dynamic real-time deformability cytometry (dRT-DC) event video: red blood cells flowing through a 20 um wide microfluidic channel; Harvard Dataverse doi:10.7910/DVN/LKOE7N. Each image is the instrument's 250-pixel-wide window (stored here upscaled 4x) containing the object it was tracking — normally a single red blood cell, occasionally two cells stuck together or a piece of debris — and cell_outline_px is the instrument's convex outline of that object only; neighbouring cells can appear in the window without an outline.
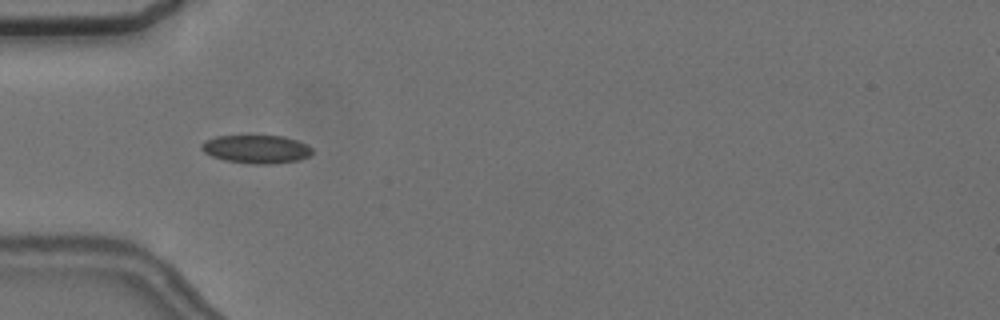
{"species": "common noctule bat (a hibernating species)", "species_latin": "Nyctalus noctula", "temperature_condition": "cold", "stored_images_in_passage": 5, "camera_frame_rate_fps": 3000, "um_per_image_px": 0.085, "animal": {"sex": "female", "body_mass_g": 24.6, "forearm_length_mm": 56.2}, "frame": {"image": 1, "passage_image": 4, "time_ms": 4.333, "image_size_px": [1000, 320], "cell_outline_px": [[312, 152], [308, 156], [296, 160], [272, 164], [252, 164], [224, 160], [212, 156], [204, 152], [200, 148], [200, 144], [204, 140], [216, 136], [284, 136], [296, 140], [312, 148]], "centroid_in_image_um": [21.73, 12.67], "position_along_channel_um": 63.3, "area_um2": 18.15}}
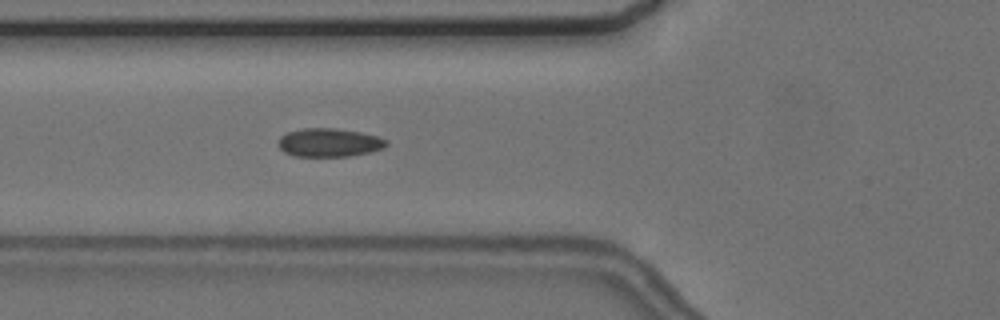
{"frame": {"image": 2, "passage_image": 5, "time_ms": 5.333, "image_size_px": [1000, 320], "cell_outline_px": [[388, 144], [384, 148], [368, 152], [348, 156], [296, 156], [284, 152], [280, 148], [280, 136], [288, 132], [304, 128], [336, 128], [360, 132], [380, 136], [388, 140]], "centroid_in_image_um": [28.03, 12.11], "position_along_channel_um": 97.8, "area_um2": 17.86}}